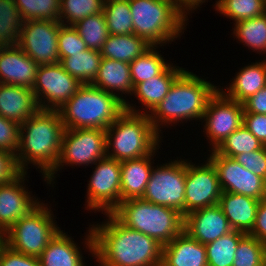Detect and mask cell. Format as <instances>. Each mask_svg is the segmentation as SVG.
Here are the masks:
<instances>
[{
  "mask_svg": "<svg viewBox=\"0 0 266 266\" xmlns=\"http://www.w3.org/2000/svg\"><path fill=\"white\" fill-rule=\"evenodd\" d=\"M20 125L0 116V150L16 154L19 145Z\"/></svg>",
  "mask_w": 266,
  "mask_h": 266,
  "instance_id": "7bdbcfd3",
  "label": "cell"
},
{
  "mask_svg": "<svg viewBox=\"0 0 266 266\" xmlns=\"http://www.w3.org/2000/svg\"><path fill=\"white\" fill-rule=\"evenodd\" d=\"M38 110L32 88L0 83V116L21 125Z\"/></svg>",
  "mask_w": 266,
  "mask_h": 266,
  "instance_id": "ffe728a7",
  "label": "cell"
},
{
  "mask_svg": "<svg viewBox=\"0 0 266 266\" xmlns=\"http://www.w3.org/2000/svg\"><path fill=\"white\" fill-rule=\"evenodd\" d=\"M185 71V68L170 64L159 76L140 82L134 87L133 94L149 114L168 94L173 82Z\"/></svg>",
  "mask_w": 266,
  "mask_h": 266,
  "instance_id": "484cf974",
  "label": "cell"
},
{
  "mask_svg": "<svg viewBox=\"0 0 266 266\" xmlns=\"http://www.w3.org/2000/svg\"><path fill=\"white\" fill-rule=\"evenodd\" d=\"M103 13L111 35L133 33L129 0H105Z\"/></svg>",
  "mask_w": 266,
  "mask_h": 266,
  "instance_id": "836d02e7",
  "label": "cell"
},
{
  "mask_svg": "<svg viewBox=\"0 0 266 266\" xmlns=\"http://www.w3.org/2000/svg\"><path fill=\"white\" fill-rule=\"evenodd\" d=\"M153 166L142 199L176 209L185 216L186 160Z\"/></svg>",
  "mask_w": 266,
  "mask_h": 266,
  "instance_id": "30bf717a",
  "label": "cell"
},
{
  "mask_svg": "<svg viewBox=\"0 0 266 266\" xmlns=\"http://www.w3.org/2000/svg\"><path fill=\"white\" fill-rule=\"evenodd\" d=\"M214 5L220 14L238 22L266 13L265 0H217Z\"/></svg>",
  "mask_w": 266,
  "mask_h": 266,
  "instance_id": "d590c367",
  "label": "cell"
},
{
  "mask_svg": "<svg viewBox=\"0 0 266 266\" xmlns=\"http://www.w3.org/2000/svg\"><path fill=\"white\" fill-rule=\"evenodd\" d=\"M232 266H266V245L245 234L238 243Z\"/></svg>",
  "mask_w": 266,
  "mask_h": 266,
  "instance_id": "f35d334b",
  "label": "cell"
},
{
  "mask_svg": "<svg viewBox=\"0 0 266 266\" xmlns=\"http://www.w3.org/2000/svg\"><path fill=\"white\" fill-rule=\"evenodd\" d=\"M207 158L217 171L222 192H232L250 196L258 200L266 199V181L252 171L245 169L233 158L211 150Z\"/></svg>",
  "mask_w": 266,
  "mask_h": 266,
  "instance_id": "9a60e30c",
  "label": "cell"
},
{
  "mask_svg": "<svg viewBox=\"0 0 266 266\" xmlns=\"http://www.w3.org/2000/svg\"><path fill=\"white\" fill-rule=\"evenodd\" d=\"M248 234L266 245V199L259 201L255 223Z\"/></svg>",
  "mask_w": 266,
  "mask_h": 266,
  "instance_id": "7dc6e473",
  "label": "cell"
},
{
  "mask_svg": "<svg viewBox=\"0 0 266 266\" xmlns=\"http://www.w3.org/2000/svg\"><path fill=\"white\" fill-rule=\"evenodd\" d=\"M0 266H40V261L38 257L18 253L2 243L0 245Z\"/></svg>",
  "mask_w": 266,
  "mask_h": 266,
  "instance_id": "ee69618b",
  "label": "cell"
},
{
  "mask_svg": "<svg viewBox=\"0 0 266 266\" xmlns=\"http://www.w3.org/2000/svg\"><path fill=\"white\" fill-rule=\"evenodd\" d=\"M184 231L193 239L206 245L233 229L219 204L190 212L184 216Z\"/></svg>",
  "mask_w": 266,
  "mask_h": 266,
  "instance_id": "ac0fdd59",
  "label": "cell"
},
{
  "mask_svg": "<svg viewBox=\"0 0 266 266\" xmlns=\"http://www.w3.org/2000/svg\"><path fill=\"white\" fill-rule=\"evenodd\" d=\"M243 104L225 96L219 89L207 102L202 118L204 131L215 150L230 134L243 124Z\"/></svg>",
  "mask_w": 266,
  "mask_h": 266,
  "instance_id": "5bb4252c",
  "label": "cell"
},
{
  "mask_svg": "<svg viewBox=\"0 0 266 266\" xmlns=\"http://www.w3.org/2000/svg\"><path fill=\"white\" fill-rule=\"evenodd\" d=\"M161 266H208L206 246L183 231L163 245Z\"/></svg>",
  "mask_w": 266,
  "mask_h": 266,
  "instance_id": "44dd1931",
  "label": "cell"
},
{
  "mask_svg": "<svg viewBox=\"0 0 266 266\" xmlns=\"http://www.w3.org/2000/svg\"><path fill=\"white\" fill-rule=\"evenodd\" d=\"M157 47L159 46H151L130 63L133 87L140 82L159 76L171 64L165 62L159 51L157 52Z\"/></svg>",
  "mask_w": 266,
  "mask_h": 266,
  "instance_id": "1f68e13d",
  "label": "cell"
},
{
  "mask_svg": "<svg viewBox=\"0 0 266 266\" xmlns=\"http://www.w3.org/2000/svg\"><path fill=\"white\" fill-rule=\"evenodd\" d=\"M262 147L263 144L242 124L215 151L218 154L234 158L239 154L259 150Z\"/></svg>",
  "mask_w": 266,
  "mask_h": 266,
  "instance_id": "74e56055",
  "label": "cell"
},
{
  "mask_svg": "<svg viewBox=\"0 0 266 266\" xmlns=\"http://www.w3.org/2000/svg\"><path fill=\"white\" fill-rule=\"evenodd\" d=\"M38 64L17 45L0 49V83L32 88Z\"/></svg>",
  "mask_w": 266,
  "mask_h": 266,
  "instance_id": "d6986e66",
  "label": "cell"
},
{
  "mask_svg": "<svg viewBox=\"0 0 266 266\" xmlns=\"http://www.w3.org/2000/svg\"><path fill=\"white\" fill-rule=\"evenodd\" d=\"M233 159L266 181V146L259 150L239 154Z\"/></svg>",
  "mask_w": 266,
  "mask_h": 266,
  "instance_id": "b9f144b4",
  "label": "cell"
},
{
  "mask_svg": "<svg viewBox=\"0 0 266 266\" xmlns=\"http://www.w3.org/2000/svg\"><path fill=\"white\" fill-rule=\"evenodd\" d=\"M23 22L14 0H0V49L18 45Z\"/></svg>",
  "mask_w": 266,
  "mask_h": 266,
  "instance_id": "4dcf8cb0",
  "label": "cell"
},
{
  "mask_svg": "<svg viewBox=\"0 0 266 266\" xmlns=\"http://www.w3.org/2000/svg\"><path fill=\"white\" fill-rule=\"evenodd\" d=\"M185 186V215L219 203L222 189L217 171L208 159L201 166L186 160Z\"/></svg>",
  "mask_w": 266,
  "mask_h": 266,
  "instance_id": "2e32d148",
  "label": "cell"
},
{
  "mask_svg": "<svg viewBox=\"0 0 266 266\" xmlns=\"http://www.w3.org/2000/svg\"><path fill=\"white\" fill-rule=\"evenodd\" d=\"M243 125L266 146V114L243 113Z\"/></svg>",
  "mask_w": 266,
  "mask_h": 266,
  "instance_id": "bcb514c9",
  "label": "cell"
},
{
  "mask_svg": "<svg viewBox=\"0 0 266 266\" xmlns=\"http://www.w3.org/2000/svg\"><path fill=\"white\" fill-rule=\"evenodd\" d=\"M132 105L127 101L125 110L106 129L107 156L119 162L150 155L161 142L147 110L143 112Z\"/></svg>",
  "mask_w": 266,
  "mask_h": 266,
  "instance_id": "277c9868",
  "label": "cell"
},
{
  "mask_svg": "<svg viewBox=\"0 0 266 266\" xmlns=\"http://www.w3.org/2000/svg\"><path fill=\"white\" fill-rule=\"evenodd\" d=\"M91 85L115 95L125 104L127 101L122 98V94L128 93V95H133L134 91L130 64L123 61L102 58L97 76ZM119 91L122 92L121 95Z\"/></svg>",
  "mask_w": 266,
  "mask_h": 266,
  "instance_id": "603a6c76",
  "label": "cell"
},
{
  "mask_svg": "<svg viewBox=\"0 0 266 266\" xmlns=\"http://www.w3.org/2000/svg\"><path fill=\"white\" fill-rule=\"evenodd\" d=\"M80 250L75 241L60 230L38 257L40 266H85Z\"/></svg>",
  "mask_w": 266,
  "mask_h": 266,
  "instance_id": "4316f807",
  "label": "cell"
},
{
  "mask_svg": "<svg viewBox=\"0 0 266 266\" xmlns=\"http://www.w3.org/2000/svg\"><path fill=\"white\" fill-rule=\"evenodd\" d=\"M21 173L15 154L0 150V185L9 183Z\"/></svg>",
  "mask_w": 266,
  "mask_h": 266,
  "instance_id": "f6af8a7d",
  "label": "cell"
},
{
  "mask_svg": "<svg viewBox=\"0 0 266 266\" xmlns=\"http://www.w3.org/2000/svg\"><path fill=\"white\" fill-rule=\"evenodd\" d=\"M82 85L60 63H55L38 66L32 90L39 109L58 111Z\"/></svg>",
  "mask_w": 266,
  "mask_h": 266,
  "instance_id": "8fae6325",
  "label": "cell"
},
{
  "mask_svg": "<svg viewBox=\"0 0 266 266\" xmlns=\"http://www.w3.org/2000/svg\"><path fill=\"white\" fill-rule=\"evenodd\" d=\"M152 45L134 33L127 35H109L100 53L102 58L131 63Z\"/></svg>",
  "mask_w": 266,
  "mask_h": 266,
  "instance_id": "83f0119b",
  "label": "cell"
},
{
  "mask_svg": "<svg viewBox=\"0 0 266 266\" xmlns=\"http://www.w3.org/2000/svg\"><path fill=\"white\" fill-rule=\"evenodd\" d=\"M73 27L88 49L100 51L110 35L103 12L85 17L74 24Z\"/></svg>",
  "mask_w": 266,
  "mask_h": 266,
  "instance_id": "e575fe53",
  "label": "cell"
},
{
  "mask_svg": "<svg viewBox=\"0 0 266 266\" xmlns=\"http://www.w3.org/2000/svg\"><path fill=\"white\" fill-rule=\"evenodd\" d=\"M64 131L58 111L39 109L22 123L15 154L21 171L27 172L28 164H33L46 178L57 165Z\"/></svg>",
  "mask_w": 266,
  "mask_h": 266,
  "instance_id": "7a4b0ae2",
  "label": "cell"
},
{
  "mask_svg": "<svg viewBox=\"0 0 266 266\" xmlns=\"http://www.w3.org/2000/svg\"><path fill=\"white\" fill-rule=\"evenodd\" d=\"M101 60L100 51L86 49L83 53L61 58L60 64L64 70L82 84H91L97 76Z\"/></svg>",
  "mask_w": 266,
  "mask_h": 266,
  "instance_id": "f1b7e54d",
  "label": "cell"
},
{
  "mask_svg": "<svg viewBox=\"0 0 266 266\" xmlns=\"http://www.w3.org/2000/svg\"><path fill=\"white\" fill-rule=\"evenodd\" d=\"M87 48L85 42L73 26L61 25L58 34V51L60 59L76 53H83Z\"/></svg>",
  "mask_w": 266,
  "mask_h": 266,
  "instance_id": "60d3db41",
  "label": "cell"
},
{
  "mask_svg": "<svg viewBox=\"0 0 266 266\" xmlns=\"http://www.w3.org/2000/svg\"><path fill=\"white\" fill-rule=\"evenodd\" d=\"M129 6L133 33L152 46L166 45L184 33L188 16L174 0H129Z\"/></svg>",
  "mask_w": 266,
  "mask_h": 266,
  "instance_id": "52a82bcc",
  "label": "cell"
},
{
  "mask_svg": "<svg viewBox=\"0 0 266 266\" xmlns=\"http://www.w3.org/2000/svg\"><path fill=\"white\" fill-rule=\"evenodd\" d=\"M206 0H174L176 6L187 16L192 10L200 7Z\"/></svg>",
  "mask_w": 266,
  "mask_h": 266,
  "instance_id": "681fc988",
  "label": "cell"
},
{
  "mask_svg": "<svg viewBox=\"0 0 266 266\" xmlns=\"http://www.w3.org/2000/svg\"><path fill=\"white\" fill-rule=\"evenodd\" d=\"M47 205L39 203L13 224L3 235V243L13 251L39 257L61 230Z\"/></svg>",
  "mask_w": 266,
  "mask_h": 266,
  "instance_id": "ba28073f",
  "label": "cell"
},
{
  "mask_svg": "<svg viewBox=\"0 0 266 266\" xmlns=\"http://www.w3.org/2000/svg\"><path fill=\"white\" fill-rule=\"evenodd\" d=\"M3 243V235L0 233V245Z\"/></svg>",
  "mask_w": 266,
  "mask_h": 266,
  "instance_id": "f907efd6",
  "label": "cell"
},
{
  "mask_svg": "<svg viewBox=\"0 0 266 266\" xmlns=\"http://www.w3.org/2000/svg\"><path fill=\"white\" fill-rule=\"evenodd\" d=\"M94 165L88 183L87 208L111 213L121 203V163L106 156ZM99 209V210H98Z\"/></svg>",
  "mask_w": 266,
  "mask_h": 266,
  "instance_id": "7c38bea8",
  "label": "cell"
},
{
  "mask_svg": "<svg viewBox=\"0 0 266 266\" xmlns=\"http://www.w3.org/2000/svg\"><path fill=\"white\" fill-rule=\"evenodd\" d=\"M245 234V232L233 230L206 244L208 266H232L238 243Z\"/></svg>",
  "mask_w": 266,
  "mask_h": 266,
  "instance_id": "d6a6232c",
  "label": "cell"
},
{
  "mask_svg": "<svg viewBox=\"0 0 266 266\" xmlns=\"http://www.w3.org/2000/svg\"><path fill=\"white\" fill-rule=\"evenodd\" d=\"M104 3L105 0H60L59 22L73 26L85 17L103 12Z\"/></svg>",
  "mask_w": 266,
  "mask_h": 266,
  "instance_id": "8d00e7d4",
  "label": "cell"
},
{
  "mask_svg": "<svg viewBox=\"0 0 266 266\" xmlns=\"http://www.w3.org/2000/svg\"><path fill=\"white\" fill-rule=\"evenodd\" d=\"M24 21H59L60 0H14Z\"/></svg>",
  "mask_w": 266,
  "mask_h": 266,
  "instance_id": "ab89813d",
  "label": "cell"
},
{
  "mask_svg": "<svg viewBox=\"0 0 266 266\" xmlns=\"http://www.w3.org/2000/svg\"><path fill=\"white\" fill-rule=\"evenodd\" d=\"M104 215L107 221L90 225L83 242L98 266H161L163 245L122 224L112 213Z\"/></svg>",
  "mask_w": 266,
  "mask_h": 266,
  "instance_id": "6da1fadb",
  "label": "cell"
},
{
  "mask_svg": "<svg viewBox=\"0 0 266 266\" xmlns=\"http://www.w3.org/2000/svg\"><path fill=\"white\" fill-rule=\"evenodd\" d=\"M242 104L244 113L266 114V86Z\"/></svg>",
  "mask_w": 266,
  "mask_h": 266,
  "instance_id": "c3c4849f",
  "label": "cell"
},
{
  "mask_svg": "<svg viewBox=\"0 0 266 266\" xmlns=\"http://www.w3.org/2000/svg\"><path fill=\"white\" fill-rule=\"evenodd\" d=\"M125 110V104L91 84H83L58 110L65 129L109 128Z\"/></svg>",
  "mask_w": 266,
  "mask_h": 266,
  "instance_id": "5b68a950",
  "label": "cell"
},
{
  "mask_svg": "<svg viewBox=\"0 0 266 266\" xmlns=\"http://www.w3.org/2000/svg\"><path fill=\"white\" fill-rule=\"evenodd\" d=\"M233 82L225 90L218 88L230 99L243 103L266 86V59L261 62L251 63L236 72Z\"/></svg>",
  "mask_w": 266,
  "mask_h": 266,
  "instance_id": "d4e9b609",
  "label": "cell"
},
{
  "mask_svg": "<svg viewBox=\"0 0 266 266\" xmlns=\"http://www.w3.org/2000/svg\"><path fill=\"white\" fill-rule=\"evenodd\" d=\"M260 200L232 192H222L219 205L233 230L248 234L255 223Z\"/></svg>",
  "mask_w": 266,
  "mask_h": 266,
  "instance_id": "7402d4cb",
  "label": "cell"
},
{
  "mask_svg": "<svg viewBox=\"0 0 266 266\" xmlns=\"http://www.w3.org/2000/svg\"><path fill=\"white\" fill-rule=\"evenodd\" d=\"M218 88L185 70L173 82L164 99L148 114L150 121L160 133L163 124L166 126L183 120H202L207 102Z\"/></svg>",
  "mask_w": 266,
  "mask_h": 266,
  "instance_id": "3957f363",
  "label": "cell"
},
{
  "mask_svg": "<svg viewBox=\"0 0 266 266\" xmlns=\"http://www.w3.org/2000/svg\"><path fill=\"white\" fill-rule=\"evenodd\" d=\"M25 175L27 172H22L9 183L0 185V233L2 235L41 202L34 196L31 197L30 192L25 188Z\"/></svg>",
  "mask_w": 266,
  "mask_h": 266,
  "instance_id": "e0dca14e",
  "label": "cell"
},
{
  "mask_svg": "<svg viewBox=\"0 0 266 266\" xmlns=\"http://www.w3.org/2000/svg\"><path fill=\"white\" fill-rule=\"evenodd\" d=\"M233 34L248 49L266 54V13L234 23ZM259 51V52H258Z\"/></svg>",
  "mask_w": 266,
  "mask_h": 266,
  "instance_id": "f546056e",
  "label": "cell"
},
{
  "mask_svg": "<svg viewBox=\"0 0 266 266\" xmlns=\"http://www.w3.org/2000/svg\"><path fill=\"white\" fill-rule=\"evenodd\" d=\"M111 213L122 224L156 239L161 245L170 243L184 231L182 213L142 198L122 201Z\"/></svg>",
  "mask_w": 266,
  "mask_h": 266,
  "instance_id": "8992f818",
  "label": "cell"
},
{
  "mask_svg": "<svg viewBox=\"0 0 266 266\" xmlns=\"http://www.w3.org/2000/svg\"><path fill=\"white\" fill-rule=\"evenodd\" d=\"M106 130L103 129H65L59 159L54 170L45 178L52 184L61 167L95 164L107 156ZM60 167V168H59Z\"/></svg>",
  "mask_w": 266,
  "mask_h": 266,
  "instance_id": "9c48e42d",
  "label": "cell"
},
{
  "mask_svg": "<svg viewBox=\"0 0 266 266\" xmlns=\"http://www.w3.org/2000/svg\"><path fill=\"white\" fill-rule=\"evenodd\" d=\"M62 24L52 20H27L23 22L18 46L38 66L60 63L58 34Z\"/></svg>",
  "mask_w": 266,
  "mask_h": 266,
  "instance_id": "4fadbf2b",
  "label": "cell"
},
{
  "mask_svg": "<svg viewBox=\"0 0 266 266\" xmlns=\"http://www.w3.org/2000/svg\"><path fill=\"white\" fill-rule=\"evenodd\" d=\"M157 149L150 155L121 163V202L142 198L153 169L151 160Z\"/></svg>",
  "mask_w": 266,
  "mask_h": 266,
  "instance_id": "cb8c5ba5",
  "label": "cell"
}]
</instances>
